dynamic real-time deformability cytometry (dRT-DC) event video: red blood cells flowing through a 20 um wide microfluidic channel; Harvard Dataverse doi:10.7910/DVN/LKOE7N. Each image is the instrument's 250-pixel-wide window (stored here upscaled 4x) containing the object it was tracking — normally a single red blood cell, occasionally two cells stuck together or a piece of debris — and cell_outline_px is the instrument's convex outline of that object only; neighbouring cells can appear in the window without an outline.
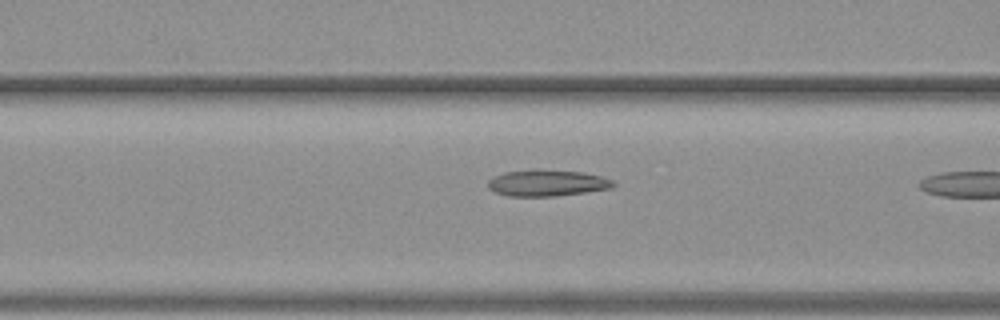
{"species": "common noctule bat (a hibernating species)", "species_latin": "Nyctalus noctula", "temperature_condition": "warm", "stored_images_in_passage": 10, "camera_frame_rate_fps": 3000, "um_per_image_px": 0.085, "animal": {"sex": "female", "body_mass_g": 19.3, "forearm_length_mm": 54.1}, "frame": {"image": 1, "passage_image": 9, "time_ms": 2.667, "image_size_px": [1000, 320], "cell_outline_px": [[616, 184], [612, 188], [556, 196], [508, 196], [496, 192], [488, 188], [488, 180], [492, 176], [504, 172], [532, 168], [536, 168], [584, 172], [600, 176], [612, 180]], "centroid_in_image_um": [46.47, 15.53], "position_along_channel_um": 120.1, "area_um2": 19.59}}